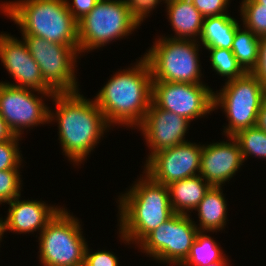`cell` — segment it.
<instances>
[{
	"mask_svg": "<svg viewBox=\"0 0 266 266\" xmlns=\"http://www.w3.org/2000/svg\"><path fill=\"white\" fill-rule=\"evenodd\" d=\"M52 98L57 112L55 115L49 110V123L58 121L59 140L69 160L82 162L110 125L95 100L84 98L78 91L54 93Z\"/></svg>",
	"mask_w": 266,
	"mask_h": 266,
	"instance_id": "obj_1",
	"label": "cell"
},
{
	"mask_svg": "<svg viewBox=\"0 0 266 266\" xmlns=\"http://www.w3.org/2000/svg\"><path fill=\"white\" fill-rule=\"evenodd\" d=\"M152 82L144 57L133 68L110 78L94 99L107 123L138 127L152 103Z\"/></svg>",
	"mask_w": 266,
	"mask_h": 266,
	"instance_id": "obj_2",
	"label": "cell"
},
{
	"mask_svg": "<svg viewBox=\"0 0 266 266\" xmlns=\"http://www.w3.org/2000/svg\"><path fill=\"white\" fill-rule=\"evenodd\" d=\"M140 180L119 198V232L128 244H139L175 214L167 185L153 181L147 174Z\"/></svg>",
	"mask_w": 266,
	"mask_h": 266,
	"instance_id": "obj_3",
	"label": "cell"
},
{
	"mask_svg": "<svg viewBox=\"0 0 266 266\" xmlns=\"http://www.w3.org/2000/svg\"><path fill=\"white\" fill-rule=\"evenodd\" d=\"M10 3V4H9ZM2 4V11L20 26L22 35L78 48V22L66 0H19Z\"/></svg>",
	"mask_w": 266,
	"mask_h": 266,
	"instance_id": "obj_4",
	"label": "cell"
},
{
	"mask_svg": "<svg viewBox=\"0 0 266 266\" xmlns=\"http://www.w3.org/2000/svg\"><path fill=\"white\" fill-rule=\"evenodd\" d=\"M196 40L162 37L143 57L149 64L153 82L202 84Z\"/></svg>",
	"mask_w": 266,
	"mask_h": 266,
	"instance_id": "obj_5",
	"label": "cell"
},
{
	"mask_svg": "<svg viewBox=\"0 0 266 266\" xmlns=\"http://www.w3.org/2000/svg\"><path fill=\"white\" fill-rule=\"evenodd\" d=\"M139 23L131 16L125 0H99L78 21L79 53L102 47L114 39L129 35Z\"/></svg>",
	"mask_w": 266,
	"mask_h": 266,
	"instance_id": "obj_6",
	"label": "cell"
},
{
	"mask_svg": "<svg viewBox=\"0 0 266 266\" xmlns=\"http://www.w3.org/2000/svg\"><path fill=\"white\" fill-rule=\"evenodd\" d=\"M65 208L40 232V261L44 266H83L87 242L81 225Z\"/></svg>",
	"mask_w": 266,
	"mask_h": 266,
	"instance_id": "obj_7",
	"label": "cell"
},
{
	"mask_svg": "<svg viewBox=\"0 0 266 266\" xmlns=\"http://www.w3.org/2000/svg\"><path fill=\"white\" fill-rule=\"evenodd\" d=\"M216 93L214 92V110L221 106L229 120L223 131L227 138L255 126L266 90L251 72L227 80L220 92Z\"/></svg>",
	"mask_w": 266,
	"mask_h": 266,
	"instance_id": "obj_8",
	"label": "cell"
},
{
	"mask_svg": "<svg viewBox=\"0 0 266 266\" xmlns=\"http://www.w3.org/2000/svg\"><path fill=\"white\" fill-rule=\"evenodd\" d=\"M22 36L31 56L39 65L44 81L56 93L79 91L74 74L79 48L51 42L34 35Z\"/></svg>",
	"mask_w": 266,
	"mask_h": 266,
	"instance_id": "obj_9",
	"label": "cell"
},
{
	"mask_svg": "<svg viewBox=\"0 0 266 266\" xmlns=\"http://www.w3.org/2000/svg\"><path fill=\"white\" fill-rule=\"evenodd\" d=\"M189 216L175 213L140 242V249L157 261L181 265L199 232Z\"/></svg>",
	"mask_w": 266,
	"mask_h": 266,
	"instance_id": "obj_10",
	"label": "cell"
},
{
	"mask_svg": "<svg viewBox=\"0 0 266 266\" xmlns=\"http://www.w3.org/2000/svg\"><path fill=\"white\" fill-rule=\"evenodd\" d=\"M152 102L191 122L214 111V91L205 84L152 82Z\"/></svg>",
	"mask_w": 266,
	"mask_h": 266,
	"instance_id": "obj_11",
	"label": "cell"
},
{
	"mask_svg": "<svg viewBox=\"0 0 266 266\" xmlns=\"http://www.w3.org/2000/svg\"><path fill=\"white\" fill-rule=\"evenodd\" d=\"M203 146L185 142L154 153L146 160L145 174L153 181L169 185L200 173Z\"/></svg>",
	"mask_w": 266,
	"mask_h": 266,
	"instance_id": "obj_12",
	"label": "cell"
},
{
	"mask_svg": "<svg viewBox=\"0 0 266 266\" xmlns=\"http://www.w3.org/2000/svg\"><path fill=\"white\" fill-rule=\"evenodd\" d=\"M32 91L0 82V114L15 135L20 136L24 128L49 122V108Z\"/></svg>",
	"mask_w": 266,
	"mask_h": 266,
	"instance_id": "obj_13",
	"label": "cell"
},
{
	"mask_svg": "<svg viewBox=\"0 0 266 266\" xmlns=\"http://www.w3.org/2000/svg\"><path fill=\"white\" fill-rule=\"evenodd\" d=\"M0 59L7 71L19 85L4 84L32 89L41 95L53 96L56 93L43 79L39 65L31 56L24 41L8 34H0Z\"/></svg>",
	"mask_w": 266,
	"mask_h": 266,
	"instance_id": "obj_14",
	"label": "cell"
},
{
	"mask_svg": "<svg viewBox=\"0 0 266 266\" xmlns=\"http://www.w3.org/2000/svg\"><path fill=\"white\" fill-rule=\"evenodd\" d=\"M189 124L183 116L158 108L152 102L138 126L151 149L148 159L156 152L187 142L184 136Z\"/></svg>",
	"mask_w": 266,
	"mask_h": 266,
	"instance_id": "obj_15",
	"label": "cell"
},
{
	"mask_svg": "<svg viewBox=\"0 0 266 266\" xmlns=\"http://www.w3.org/2000/svg\"><path fill=\"white\" fill-rule=\"evenodd\" d=\"M203 145L199 175L211 186L221 187L238 171L244 162L237 140Z\"/></svg>",
	"mask_w": 266,
	"mask_h": 266,
	"instance_id": "obj_16",
	"label": "cell"
},
{
	"mask_svg": "<svg viewBox=\"0 0 266 266\" xmlns=\"http://www.w3.org/2000/svg\"><path fill=\"white\" fill-rule=\"evenodd\" d=\"M16 197L7 204L10 208L5 220L1 218L2 236L6 230L17 233H27L45 229L49 221L61 208L48 206L37 200L20 201Z\"/></svg>",
	"mask_w": 266,
	"mask_h": 266,
	"instance_id": "obj_17",
	"label": "cell"
},
{
	"mask_svg": "<svg viewBox=\"0 0 266 266\" xmlns=\"http://www.w3.org/2000/svg\"><path fill=\"white\" fill-rule=\"evenodd\" d=\"M165 3L169 21L176 33L170 38L191 40L201 35L204 17L190 0H167Z\"/></svg>",
	"mask_w": 266,
	"mask_h": 266,
	"instance_id": "obj_18",
	"label": "cell"
},
{
	"mask_svg": "<svg viewBox=\"0 0 266 266\" xmlns=\"http://www.w3.org/2000/svg\"><path fill=\"white\" fill-rule=\"evenodd\" d=\"M204 181L200 175H197L167 185L170 204L174 213L187 214L188 210H194L198 206L212 187L208 182Z\"/></svg>",
	"mask_w": 266,
	"mask_h": 266,
	"instance_id": "obj_19",
	"label": "cell"
},
{
	"mask_svg": "<svg viewBox=\"0 0 266 266\" xmlns=\"http://www.w3.org/2000/svg\"><path fill=\"white\" fill-rule=\"evenodd\" d=\"M221 187L212 186L198 206L194 209L198 211L200 227L199 231L222 230L226 224L227 205Z\"/></svg>",
	"mask_w": 266,
	"mask_h": 266,
	"instance_id": "obj_20",
	"label": "cell"
},
{
	"mask_svg": "<svg viewBox=\"0 0 266 266\" xmlns=\"http://www.w3.org/2000/svg\"><path fill=\"white\" fill-rule=\"evenodd\" d=\"M238 21L223 14L204 18L200 41L207 48H232Z\"/></svg>",
	"mask_w": 266,
	"mask_h": 266,
	"instance_id": "obj_21",
	"label": "cell"
},
{
	"mask_svg": "<svg viewBox=\"0 0 266 266\" xmlns=\"http://www.w3.org/2000/svg\"><path fill=\"white\" fill-rule=\"evenodd\" d=\"M231 50L242 69L251 72L258 62L259 37L248 28L242 30L238 24Z\"/></svg>",
	"mask_w": 266,
	"mask_h": 266,
	"instance_id": "obj_22",
	"label": "cell"
},
{
	"mask_svg": "<svg viewBox=\"0 0 266 266\" xmlns=\"http://www.w3.org/2000/svg\"><path fill=\"white\" fill-rule=\"evenodd\" d=\"M218 244L210 236L199 231L192 243L189 256L180 266H204L215 262H225L227 258Z\"/></svg>",
	"mask_w": 266,
	"mask_h": 266,
	"instance_id": "obj_23",
	"label": "cell"
},
{
	"mask_svg": "<svg viewBox=\"0 0 266 266\" xmlns=\"http://www.w3.org/2000/svg\"><path fill=\"white\" fill-rule=\"evenodd\" d=\"M233 137L239 143L244 161L249 155L266 158V132L253 126L239 131Z\"/></svg>",
	"mask_w": 266,
	"mask_h": 266,
	"instance_id": "obj_24",
	"label": "cell"
},
{
	"mask_svg": "<svg viewBox=\"0 0 266 266\" xmlns=\"http://www.w3.org/2000/svg\"><path fill=\"white\" fill-rule=\"evenodd\" d=\"M213 69L228 80L242 77L246 72L238 64L232 50L223 48H207Z\"/></svg>",
	"mask_w": 266,
	"mask_h": 266,
	"instance_id": "obj_25",
	"label": "cell"
},
{
	"mask_svg": "<svg viewBox=\"0 0 266 266\" xmlns=\"http://www.w3.org/2000/svg\"><path fill=\"white\" fill-rule=\"evenodd\" d=\"M240 8L244 29L248 28L258 37L265 36L266 7L255 0H243Z\"/></svg>",
	"mask_w": 266,
	"mask_h": 266,
	"instance_id": "obj_26",
	"label": "cell"
},
{
	"mask_svg": "<svg viewBox=\"0 0 266 266\" xmlns=\"http://www.w3.org/2000/svg\"><path fill=\"white\" fill-rule=\"evenodd\" d=\"M18 169L0 171V204L20 197L21 178Z\"/></svg>",
	"mask_w": 266,
	"mask_h": 266,
	"instance_id": "obj_27",
	"label": "cell"
},
{
	"mask_svg": "<svg viewBox=\"0 0 266 266\" xmlns=\"http://www.w3.org/2000/svg\"><path fill=\"white\" fill-rule=\"evenodd\" d=\"M20 137L14 135L11 139L0 142V171L19 169L22 161L18 148Z\"/></svg>",
	"mask_w": 266,
	"mask_h": 266,
	"instance_id": "obj_28",
	"label": "cell"
},
{
	"mask_svg": "<svg viewBox=\"0 0 266 266\" xmlns=\"http://www.w3.org/2000/svg\"><path fill=\"white\" fill-rule=\"evenodd\" d=\"M204 18L227 14L229 0H190Z\"/></svg>",
	"mask_w": 266,
	"mask_h": 266,
	"instance_id": "obj_29",
	"label": "cell"
},
{
	"mask_svg": "<svg viewBox=\"0 0 266 266\" xmlns=\"http://www.w3.org/2000/svg\"><path fill=\"white\" fill-rule=\"evenodd\" d=\"M131 16L139 23L145 19L147 14L154 9L161 0H125Z\"/></svg>",
	"mask_w": 266,
	"mask_h": 266,
	"instance_id": "obj_30",
	"label": "cell"
},
{
	"mask_svg": "<svg viewBox=\"0 0 266 266\" xmlns=\"http://www.w3.org/2000/svg\"><path fill=\"white\" fill-rule=\"evenodd\" d=\"M117 259L110 251H98L91 254L87 245L83 266H118Z\"/></svg>",
	"mask_w": 266,
	"mask_h": 266,
	"instance_id": "obj_31",
	"label": "cell"
},
{
	"mask_svg": "<svg viewBox=\"0 0 266 266\" xmlns=\"http://www.w3.org/2000/svg\"><path fill=\"white\" fill-rule=\"evenodd\" d=\"M251 73L266 90V35L259 37L258 62Z\"/></svg>",
	"mask_w": 266,
	"mask_h": 266,
	"instance_id": "obj_32",
	"label": "cell"
},
{
	"mask_svg": "<svg viewBox=\"0 0 266 266\" xmlns=\"http://www.w3.org/2000/svg\"><path fill=\"white\" fill-rule=\"evenodd\" d=\"M70 4L66 0L68 10L73 15L74 19L78 22L84 16H86L98 3L99 0H72Z\"/></svg>",
	"mask_w": 266,
	"mask_h": 266,
	"instance_id": "obj_33",
	"label": "cell"
},
{
	"mask_svg": "<svg viewBox=\"0 0 266 266\" xmlns=\"http://www.w3.org/2000/svg\"><path fill=\"white\" fill-rule=\"evenodd\" d=\"M255 126L266 132V95L258 112Z\"/></svg>",
	"mask_w": 266,
	"mask_h": 266,
	"instance_id": "obj_34",
	"label": "cell"
},
{
	"mask_svg": "<svg viewBox=\"0 0 266 266\" xmlns=\"http://www.w3.org/2000/svg\"><path fill=\"white\" fill-rule=\"evenodd\" d=\"M14 135L0 114V142L11 139Z\"/></svg>",
	"mask_w": 266,
	"mask_h": 266,
	"instance_id": "obj_35",
	"label": "cell"
},
{
	"mask_svg": "<svg viewBox=\"0 0 266 266\" xmlns=\"http://www.w3.org/2000/svg\"><path fill=\"white\" fill-rule=\"evenodd\" d=\"M228 260H226L225 262H215V263H212V264H209V265H204V266H229L227 263Z\"/></svg>",
	"mask_w": 266,
	"mask_h": 266,
	"instance_id": "obj_36",
	"label": "cell"
},
{
	"mask_svg": "<svg viewBox=\"0 0 266 266\" xmlns=\"http://www.w3.org/2000/svg\"><path fill=\"white\" fill-rule=\"evenodd\" d=\"M255 1L260 3L262 7H266V0H255Z\"/></svg>",
	"mask_w": 266,
	"mask_h": 266,
	"instance_id": "obj_37",
	"label": "cell"
},
{
	"mask_svg": "<svg viewBox=\"0 0 266 266\" xmlns=\"http://www.w3.org/2000/svg\"><path fill=\"white\" fill-rule=\"evenodd\" d=\"M2 228H1V219H0V240L2 239Z\"/></svg>",
	"mask_w": 266,
	"mask_h": 266,
	"instance_id": "obj_38",
	"label": "cell"
}]
</instances>
